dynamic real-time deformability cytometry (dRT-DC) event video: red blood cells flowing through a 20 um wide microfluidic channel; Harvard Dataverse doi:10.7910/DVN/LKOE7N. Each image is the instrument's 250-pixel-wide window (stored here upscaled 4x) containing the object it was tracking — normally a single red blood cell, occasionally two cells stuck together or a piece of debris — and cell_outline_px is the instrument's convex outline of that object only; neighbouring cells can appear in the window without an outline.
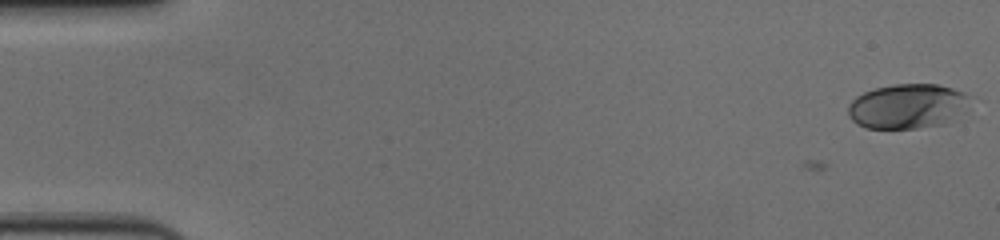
{"species": "human", "species_latin": "Homo sapiens", "temperature_condition": "cold", "stored_images_in_passage": 58, "camera_frame_rate_fps": 3000, "um_per_image_px": 0.085, "donor": {"sex": "female"}, "frame": {"image": 1, "passage_image": 1, "time_ms": 0.0, "image_size_px": [1000, 240], "cell_outline_px": [[976, 96], [964, 112], [952, 120], [944, 124], [916, 128], [864, 128], [856, 124], [848, 116], [848, 104], [856, 96], [864, 92], [876, 88], [892, 84], [940, 84]], "centroid_in_image_um": [77.19, 9.02], "position_along_channel_um": 7.8, "area_um2": 32.43}}
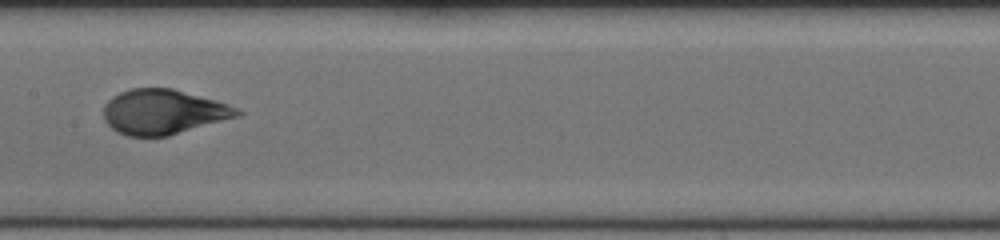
{"frame": {"image": 2, "passage_image": 30, "time_ms": 9.667, "image_size_px": [1000, 240], "cell_outline_px": [[244, 112], [240, 116], [168, 136], [128, 136], [116, 132], [104, 120], [104, 104], [112, 96], [128, 88], [172, 88], [216, 100], [240, 108]], "centroid_in_image_um": [13.89, 9.51], "position_along_channel_um": 193.5, "area_um2": 35.2}}
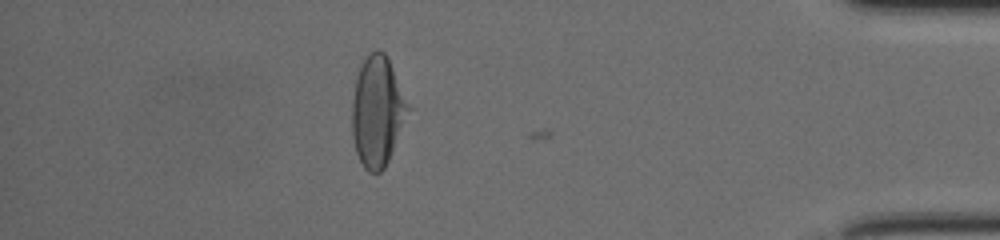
{"frame": {"image": 3, "passage_image": 51, "time_ms": 16.667, "image_size_px": [1000, 240], "cell_outline_px": [[408, 108], [388, 160], [384, 168], [380, 172], [368, 172], [364, 168], [356, 152], [352, 136], [352, 100], [356, 76], [360, 64], [368, 52], [384, 52], [392, 68]], "centroid_in_image_um": [31.99, 9.47], "position_along_channel_um": 403.2, "area_um2": 34.68}, "authors_computed_cell_mechanics": {"area_um2": 34.9401, "velocity_mm_per_s": 3.6177, "shape_relaxation_time_tau1_ms": 4.0798, "shape_relaxation_time_tau2_ms": null, "deformation_change_tau1": 0.1797, "deformation_change_tau2": null}}